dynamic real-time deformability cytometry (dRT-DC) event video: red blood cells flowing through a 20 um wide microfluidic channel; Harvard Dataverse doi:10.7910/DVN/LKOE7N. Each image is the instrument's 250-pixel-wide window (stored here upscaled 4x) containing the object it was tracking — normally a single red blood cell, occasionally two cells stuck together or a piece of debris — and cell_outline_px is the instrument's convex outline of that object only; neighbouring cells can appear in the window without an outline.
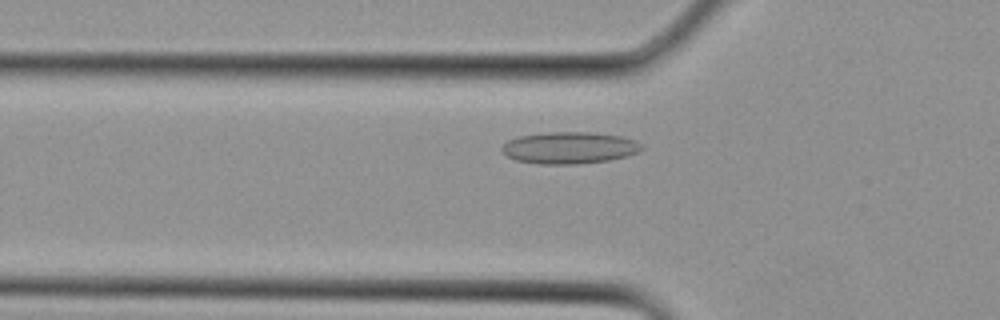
{"species": "Egyptian fruit bat (a non-hibernating species)", "species_latin": "Rousettus aegyptiacus", "temperature_condition": "cold", "stored_images_in_passage": 11, "camera_frame_rate_fps": 3000, "um_per_image_px": 0.085, "animal": {"sex": "female"}, "frame": {"image": 1, "passage_image": 8, "time_ms": 2.333, "image_size_px": [1000, 320], "cell_outline_px": [[644, 148], [640, 152], [608, 160], [576, 164], [536, 164], [516, 160], [508, 156], [500, 148], [508, 140], [520, 136], [548, 132], [592, 132], [624, 136], [636, 140], [644, 144]], "centroid_in_image_um": [48.45, 12.55], "position_along_channel_um": 77.4, "area_um2": 26.07}}
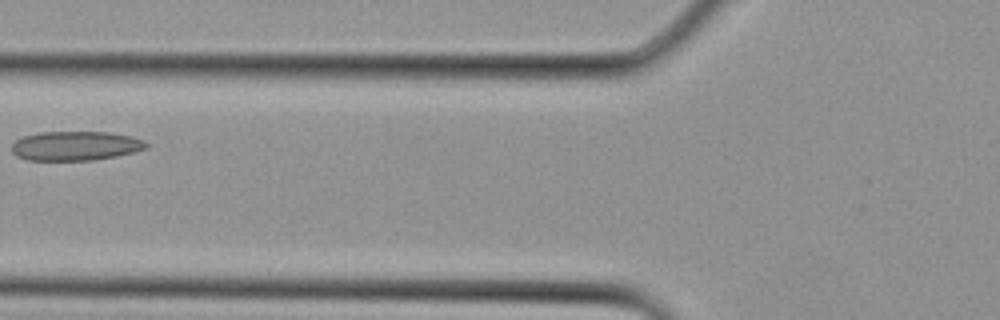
{"frame": {"image": 2, "passage_image": 10, "time_ms": 3.0, "image_size_px": [1000, 320], "cell_outline_px": [[148, 148], [116, 156], [92, 160], [28, 160], [16, 156], [12, 152], [12, 144], [16, 140], [24, 136], [40, 132], [108, 132], [128, 136], [144, 140], [148, 144]], "centroid_in_image_um": [6.4, 12.4], "position_along_channel_um": 119.4, "area_um2": 22.83}}